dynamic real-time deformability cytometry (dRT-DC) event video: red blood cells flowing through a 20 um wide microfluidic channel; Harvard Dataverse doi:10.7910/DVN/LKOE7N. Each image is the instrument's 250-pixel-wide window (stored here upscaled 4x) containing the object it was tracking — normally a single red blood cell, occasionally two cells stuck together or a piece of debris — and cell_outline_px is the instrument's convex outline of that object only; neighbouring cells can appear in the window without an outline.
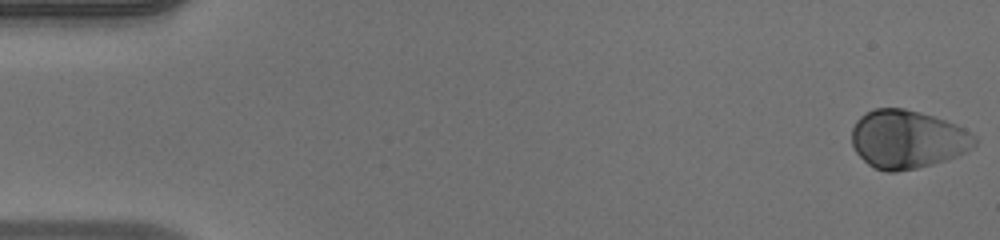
{"species": "human", "species_latin": "Homo sapiens", "temperature_condition": "warm", "stored_images_in_passage": 49, "camera_frame_rate_fps": 3000, "um_per_image_px": 0.085, "donor": {"sex": "male"}, "frame": {"image": 1, "passage_image": 1, "time_ms": 0.0, "image_size_px": [1000, 240], "cell_outline_px": [[976, 144], [964, 152], [956, 156], [932, 164], [916, 168], [896, 172], [888, 172], [872, 168], [856, 152], [852, 144], [852, 128], [856, 120], [864, 112], [872, 108], [904, 108], [920, 112], [956, 124], [964, 128], [976, 136]], "centroid_in_image_um": [77.09, 11.83], "position_along_channel_um": 7.9, "area_um2": 41.85}}
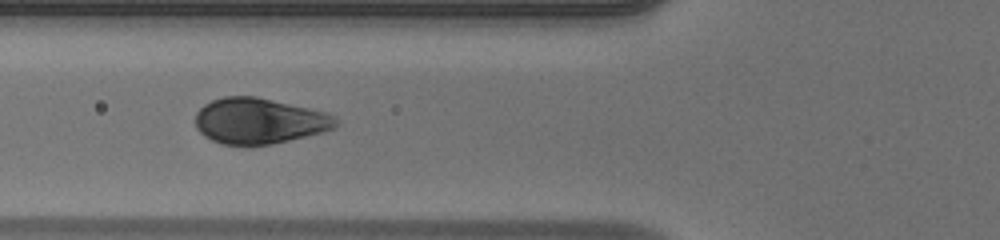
{"frame": {"image": 2, "passage_image": 19, "time_ms": 6.0, "image_size_px": [1000, 240], "cell_outline_px": [[336, 128], [324, 132], [288, 140], [268, 144], [224, 144], [212, 140], [204, 136], [196, 128], [196, 112], [204, 104], [212, 100], [224, 96], [256, 96], [328, 112], [336, 120]], "centroid_in_image_um": [22.02, 10.26], "position_along_channel_um": 103.8, "area_um2": 37.22}}
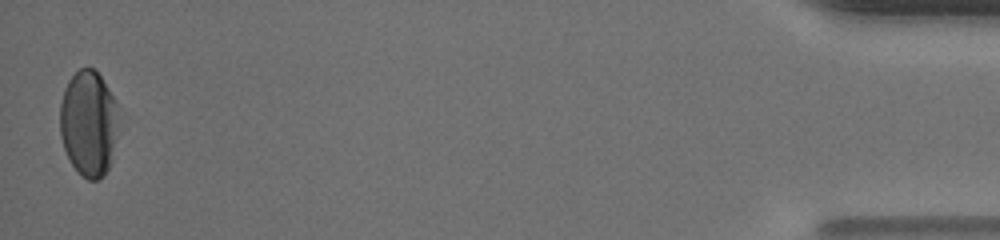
{"frame": {"image": 3, "passage_image": 49, "time_ms": 16.0, "image_size_px": [1000, 240], "cell_outline_px": [[116, 104], [112, 160], [104, 176], [96, 180], [88, 180], [72, 164], [64, 148], [60, 136], [60, 104], [64, 88], [68, 80], [80, 68], [92, 68], [100, 76], [116, 100]], "centroid_in_image_um": [7.48, 10.47], "position_along_channel_um": 427.7, "area_um2": 35.37}, "authors_computed_cell_mechanics": {"area_um2": 39.9976, "velocity_mm_per_s": 4.1495, "shape_relaxation_time_tau1_ms": 1.8882, "shape_relaxation_time_tau2_ms": null, "deformation_change_tau1": 0.1578, "deformation_change_tau2": null}}